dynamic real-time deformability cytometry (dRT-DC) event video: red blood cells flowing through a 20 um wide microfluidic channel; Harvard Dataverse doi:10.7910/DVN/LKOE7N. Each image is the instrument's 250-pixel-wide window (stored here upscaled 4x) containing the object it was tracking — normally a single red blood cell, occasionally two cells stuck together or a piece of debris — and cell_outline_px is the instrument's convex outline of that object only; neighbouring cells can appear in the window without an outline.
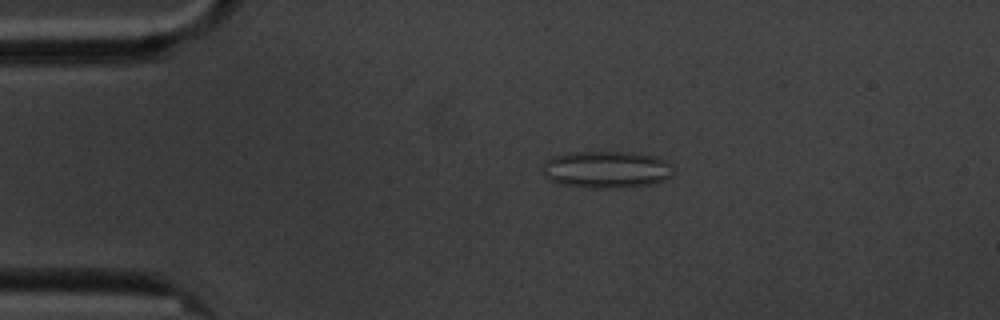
{"species": "common noctule bat (a hibernating species)", "species_latin": "Nyctalus noctula", "temperature_condition": "cold", "stored_images_in_passage": 8, "camera_frame_rate_fps": 3000, "um_per_image_px": 0.085, "animal": {"sex": "male", "body_mass_g": 20.1, "forearm_length_mm": 53.5}, "frame": {"image": 1, "passage_image": 4, "time_ms": 3.667, "image_size_px": [1000, 320], "cell_outline_px": [[672, 176], [664, 180], [652, 184], [620, 188], [584, 188], [556, 184], [544, 176], [544, 160], [552, 156], [568, 152], [636, 152], [656, 156], [672, 164]], "centroid_in_image_um": [51.53, 14.41], "position_along_channel_um": 33.5, "area_um2": 28.84}}
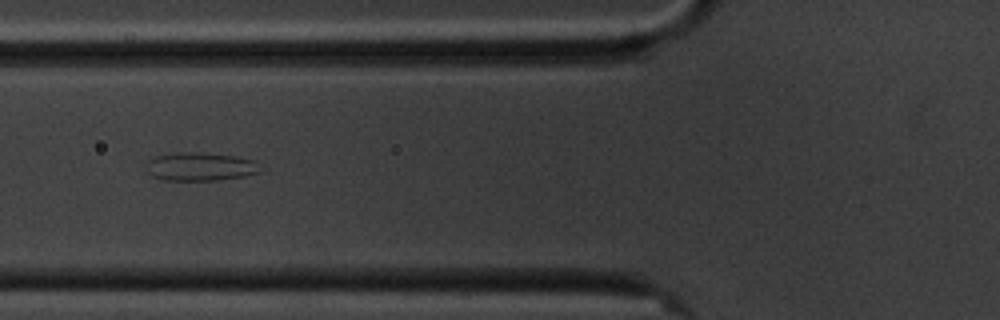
{"frame": {"image": 2, "passage_image": 7, "time_ms": 7.0, "image_size_px": [1000, 320], "cell_outline_px": [[260, 172], [244, 176], [216, 180], [160, 180], [152, 176], [148, 172], [148, 160], [152, 156], [176, 152], [200, 152], [236, 156], [256, 160]], "centroid_in_image_um": [17.0, 14.15], "position_along_channel_um": 108.8, "area_um2": 18.96}}
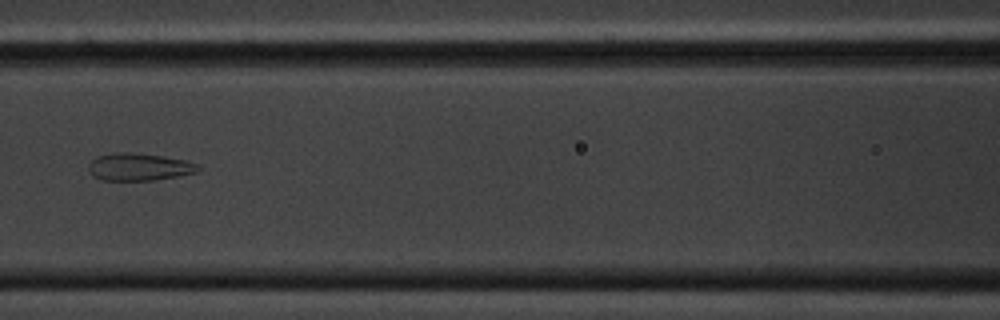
{"frame": {"image": 3, "passage_image": 8, "time_ms": 8.333, "image_size_px": [1000, 320], "cell_outline_px": [[200, 168], [196, 172], [176, 176], [152, 180], [100, 180], [92, 176], [88, 168], [88, 164], [96, 156], [116, 152], [128, 152], [164, 156], [184, 160], [196, 164]], "centroid_in_image_um": [11.75, 14.18], "position_along_channel_um": 154.8, "area_um2": 17.4}}